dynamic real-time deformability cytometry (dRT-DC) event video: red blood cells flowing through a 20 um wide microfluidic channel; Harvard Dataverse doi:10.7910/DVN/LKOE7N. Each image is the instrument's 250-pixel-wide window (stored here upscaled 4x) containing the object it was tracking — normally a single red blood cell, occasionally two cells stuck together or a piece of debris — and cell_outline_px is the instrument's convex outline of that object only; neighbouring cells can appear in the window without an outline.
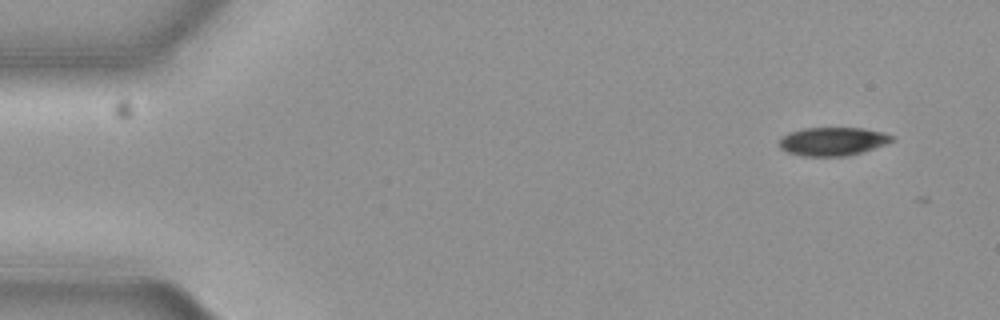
{"species": "common noctule bat (a hibernating species)", "species_latin": "Nyctalus noctula", "temperature_condition": "cold", "stored_images_in_passage": 4, "camera_frame_rate_fps": 3000, "um_per_image_px": 0.085, "animal": {"sex": "female", "body_mass_g": 19.3, "forearm_length_mm": 54.1}, "frame": {"image": 1, "passage_image": 1, "time_ms": 0.0, "image_size_px": [1000, 320], "cell_outline_px": [[892, 140], [884, 144], [848, 156], [804, 156], [788, 152], [780, 148], [780, 140], [788, 132], [804, 128], [860, 128], [884, 132], [892, 136]], "centroid_in_image_um": [70.74, 12.01], "position_along_channel_um": 14.3, "area_um2": 18.32}}